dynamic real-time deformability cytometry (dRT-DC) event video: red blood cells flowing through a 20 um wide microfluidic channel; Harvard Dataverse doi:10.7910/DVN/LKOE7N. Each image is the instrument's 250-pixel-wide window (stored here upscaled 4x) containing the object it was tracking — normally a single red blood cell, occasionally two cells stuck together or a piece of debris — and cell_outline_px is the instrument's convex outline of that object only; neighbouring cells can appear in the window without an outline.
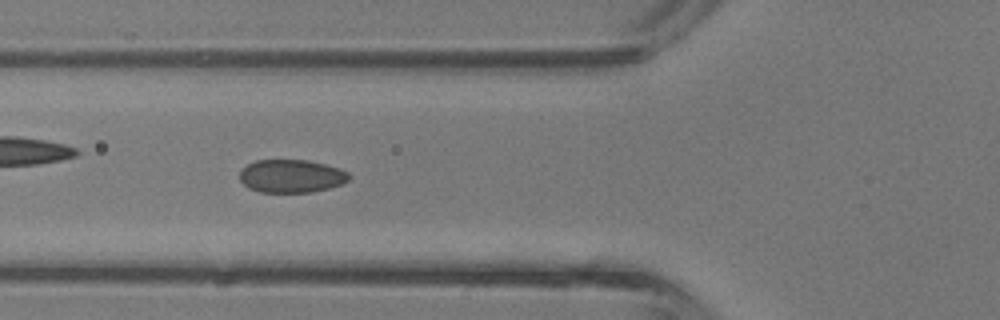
{"species": "common noctule bat (a hibernating species)", "species_latin": "Nyctalus noctula", "temperature_condition": "room temperature", "stored_images_in_passage": 42, "camera_frame_rate_fps": 3000, "um_per_image_px": 0.085, "animal": {"sex": "male", "body_mass_g": 13.3}, "frame": {"image": 1, "passage_image": 15, "time_ms": 4.667, "image_size_px": [1000, 320], "cell_outline_px": [[348, 180], [340, 184], [328, 188], [312, 192], [260, 192], [248, 188], [240, 180], [240, 172], [248, 164], [256, 160], [308, 160], [340, 168], [348, 172]], "centroid_in_image_um": [24.75, 14.97], "position_along_channel_um": 101.1, "area_um2": 20.92}}
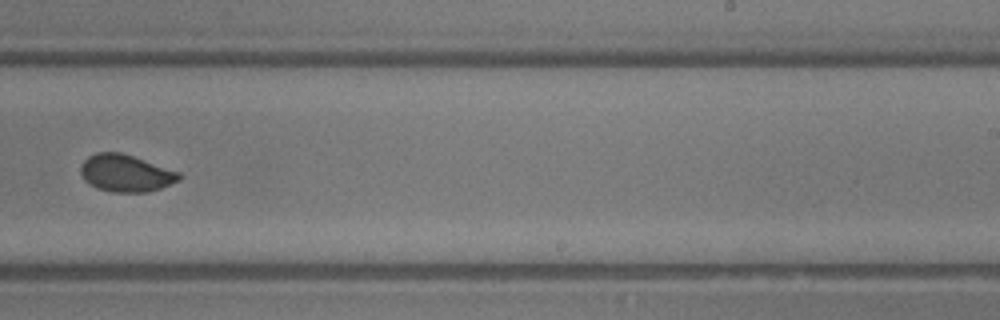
{"frame": {"image": 2, "passage_image": 26, "time_ms": 8.333, "image_size_px": [1000, 320], "cell_outline_px": [[180, 180], [160, 188], [148, 192], [112, 192], [96, 188], [84, 180], [80, 172], [80, 168], [84, 160], [88, 156], [96, 152], [120, 152], [180, 172]], "centroid_in_image_um": [10.66, 14.72], "position_along_channel_um": 278.3, "area_um2": 21.21}}
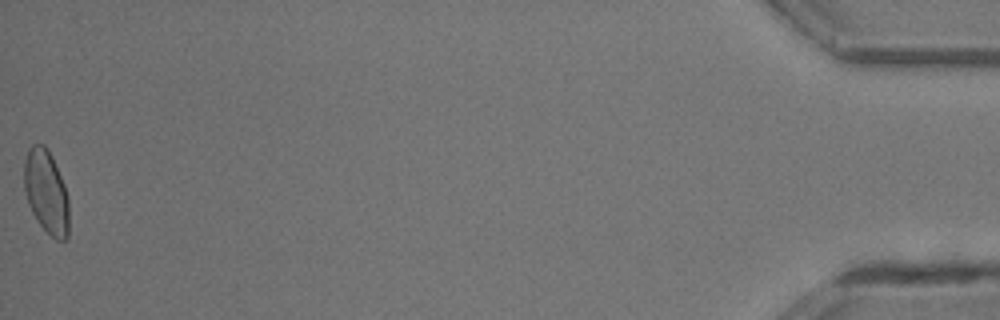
{"frame": {"image": 3, "passage_image": 42, "time_ms": 13.667, "image_size_px": [1000, 320], "cell_outline_px": [[68, 236], [64, 240], [56, 240], [40, 224], [32, 212], [28, 204], [24, 188], [24, 160], [28, 148], [32, 144], [44, 144], [48, 148], [52, 156], [64, 184], [68, 196]], "centroid_in_image_um": [3.92, 16.26], "position_along_channel_um": 431.3, "area_um2": 21.85}, "authors_computed_cell_mechanics": {"area_um2": 21.5016, "velocity_mm_per_s": 4.8316, "shape_relaxation_time_tau1_ms": 3.556, "shape_relaxation_time_tau2_ms": null, "deformation_change_tau1": 0.0888, "deformation_change_tau2": null}}